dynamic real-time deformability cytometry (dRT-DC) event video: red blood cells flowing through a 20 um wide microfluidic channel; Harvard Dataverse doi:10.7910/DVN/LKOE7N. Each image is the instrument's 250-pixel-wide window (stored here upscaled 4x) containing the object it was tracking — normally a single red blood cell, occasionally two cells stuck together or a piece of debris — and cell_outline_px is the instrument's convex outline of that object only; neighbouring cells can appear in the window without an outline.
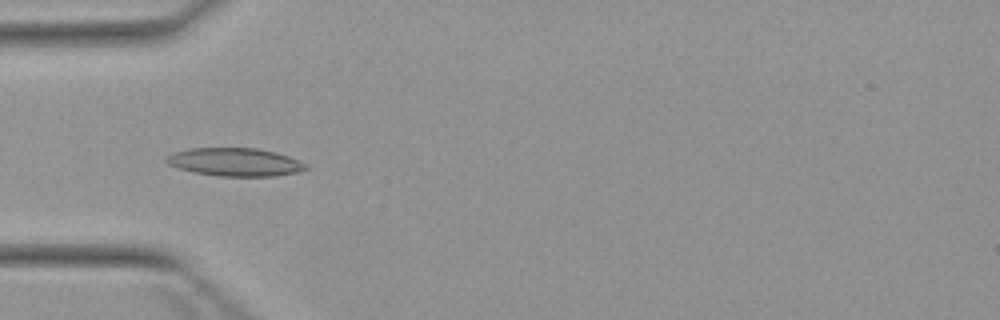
{"species": "Egyptian fruit bat (a non-hibernating species)", "species_latin": "Rousettus aegyptiacus", "temperature_condition": "warm", "stored_images_in_passage": 4, "camera_frame_rate_fps": 3000, "um_per_image_px": 0.085, "animal": {"sex": "female"}, "frame": {"image": 1, "passage_image": 1, "time_ms": 0.0, "image_size_px": [1000, 320], "cell_outline_px": [[308, 168], [296, 172], [276, 176], [216, 176], [196, 172], [180, 168], [168, 164], [164, 160], [172, 152], [188, 148], [256, 148], [276, 152], [288, 156], [308, 164]], "centroid_in_image_um": [19.98, 13.77], "position_along_channel_um": 65.0, "area_um2": 22.83}}
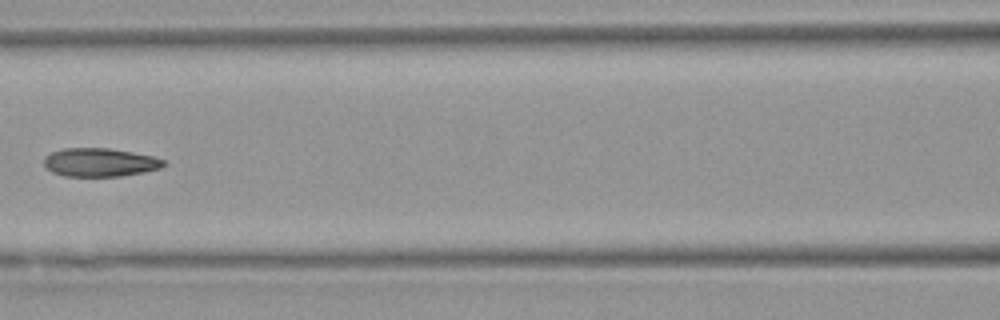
{"frame": {"image": 2, "passage_image": 3, "time_ms": 2.333, "image_size_px": [1000, 320], "cell_outline_px": [[168, 164], [160, 168], [144, 172], [120, 176], [64, 176], [52, 172], [44, 164], [44, 156], [52, 152], [64, 148], [108, 148], [132, 152], [152, 156], [164, 160]], "centroid_in_image_um": [8.5, 13.8], "position_along_channel_um": 158.1, "area_um2": 19.83}}
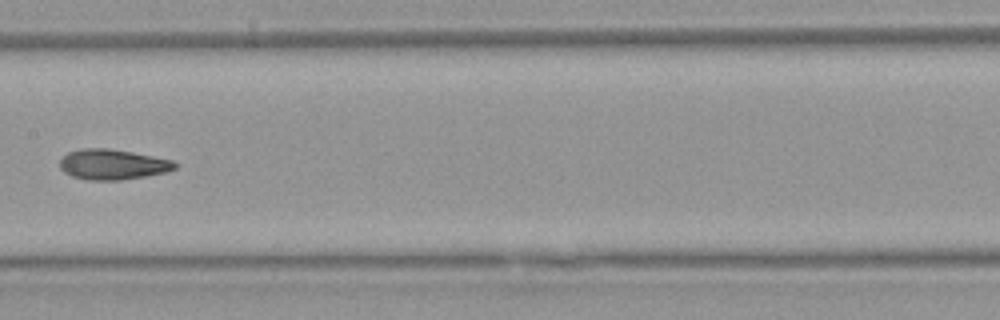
{"frame": {"image": 3, "passage_image": 4, "time_ms": 3.333, "image_size_px": [1000, 320], "cell_outline_px": [[180, 164], [176, 168], [168, 172], [120, 180], [88, 180], [72, 176], [64, 172], [60, 168], [60, 160], [68, 152], [80, 148], [108, 148], [132, 152], [172, 160]], "centroid_in_image_um": [9.59, 13.97], "position_along_channel_um": 197.8, "area_um2": 20.4}}